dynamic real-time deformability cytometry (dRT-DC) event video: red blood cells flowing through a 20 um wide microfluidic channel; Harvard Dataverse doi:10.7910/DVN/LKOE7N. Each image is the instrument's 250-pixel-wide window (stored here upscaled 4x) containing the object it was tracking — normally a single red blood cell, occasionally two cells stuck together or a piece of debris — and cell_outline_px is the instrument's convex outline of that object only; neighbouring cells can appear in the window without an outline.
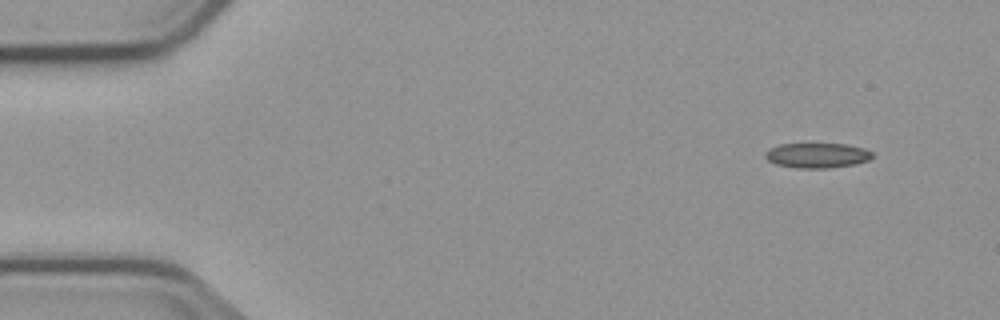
{"species": "common noctule bat (a hibernating species)", "species_latin": "Nyctalus noctula", "temperature_condition": "cold", "stored_images_in_passage": 3, "camera_frame_rate_fps": 3000, "um_per_image_px": 0.085, "animal": {"sex": "male", "body_mass_g": 23.1, "forearm_length_mm": 52.7}, "frame": {"image": 1, "passage_image": 1, "time_ms": 0.0, "image_size_px": [1000, 320], "cell_outline_px": [[872, 156], [868, 160], [856, 164], [828, 168], [796, 168], [776, 164], [768, 160], [764, 156], [764, 152], [780, 144], [848, 144], [864, 148], [872, 152]], "centroid_in_image_um": [69.46, 13.21], "position_along_channel_um": 15.5, "area_um2": 15.55}}